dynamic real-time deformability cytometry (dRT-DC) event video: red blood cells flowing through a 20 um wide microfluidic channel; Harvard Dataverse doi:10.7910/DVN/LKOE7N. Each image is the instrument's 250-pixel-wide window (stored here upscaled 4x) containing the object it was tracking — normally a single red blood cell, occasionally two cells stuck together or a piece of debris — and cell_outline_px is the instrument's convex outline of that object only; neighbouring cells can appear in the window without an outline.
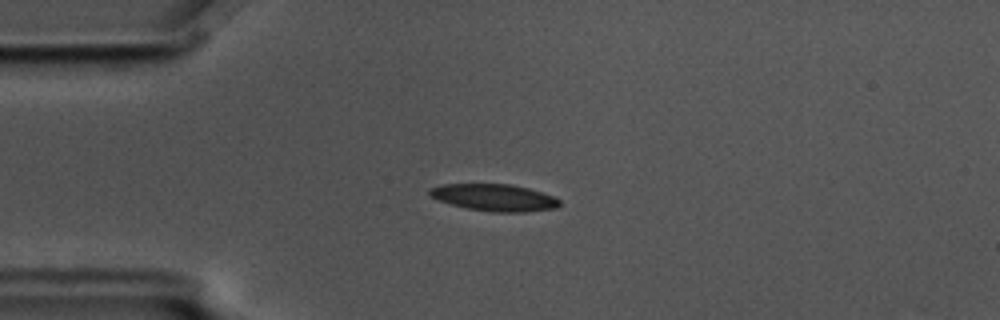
{"species": "common noctule bat (a hibernating species)", "species_latin": "Nyctalus noctula", "temperature_condition": "cold", "stored_images_in_passage": 7, "camera_frame_rate_fps": 3000, "um_per_image_px": 0.085, "animal": {"sex": "male", "body_mass_g": 17.5, "forearm_length_mm": 52.3}, "frame": {"image": 1, "passage_image": 3, "time_ms": 0.667, "image_size_px": [1000, 320], "cell_outline_px": [[560, 204], [556, 208], [524, 212], [492, 212], [468, 208], [452, 204], [440, 200], [432, 196], [428, 192], [432, 188], [444, 184], [512, 184], [528, 188], [552, 196], [560, 200]], "centroid_in_image_um": [42.06, 16.79], "position_along_channel_um": 42.9, "area_um2": 20.06}}